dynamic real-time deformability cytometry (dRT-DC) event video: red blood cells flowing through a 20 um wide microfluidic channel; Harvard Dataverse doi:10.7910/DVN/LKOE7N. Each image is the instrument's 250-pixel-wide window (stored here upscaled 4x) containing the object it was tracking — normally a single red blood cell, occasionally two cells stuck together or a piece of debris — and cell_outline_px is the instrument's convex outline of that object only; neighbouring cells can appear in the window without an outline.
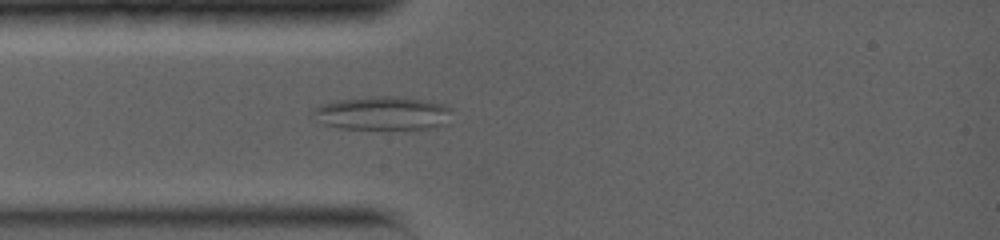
{"species": "common noctule bat (a hibernating species)", "species_latin": "Nyctalus noctula", "temperature_condition": "warm", "stored_images_in_passage": 37, "camera_frame_rate_fps": 5000, "um_per_image_px": 0.085, "animal": {"sex": "female", "body_mass_g": 19.0, "forearm_length_mm": 56.7}, "frame": {"image": 1, "passage_image": 7, "time_ms": 3.0, "image_size_px": [1000, 240], "cell_outline_px": [[452, 108], [444, 124], [428, 128], [336, 128], [324, 124], [316, 120], [308, 112], [312, 108], [320, 104], [336, 100], [372, 96], [396, 96], [420, 100], [440, 104]], "centroid_in_image_um": [32.37, 9.61], "position_along_channel_um": 52.6, "area_um2": 26.88}}
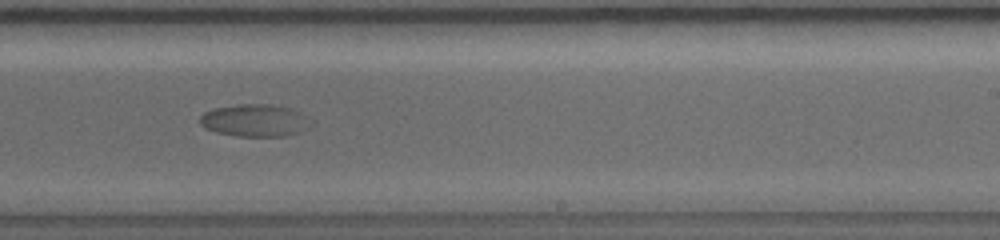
{"frame": {"image": 2, "passage_image": 19, "time_ms": 8.8, "image_size_px": [1000, 240], "cell_outline_px": [[312, 124], [308, 128], [300, 132], [284, 136], [236, 136], [216, 132], [204, 128], [200, 124], [200, 116], [204, 112], [216, 108], [236, 104], [272, 104], [292, 108], [300, 112], [312, 120]], "centroid_in_image_um": [21.69, 10.23], "position_along_channel_um": 267.3, "area_um2": 21.15}}
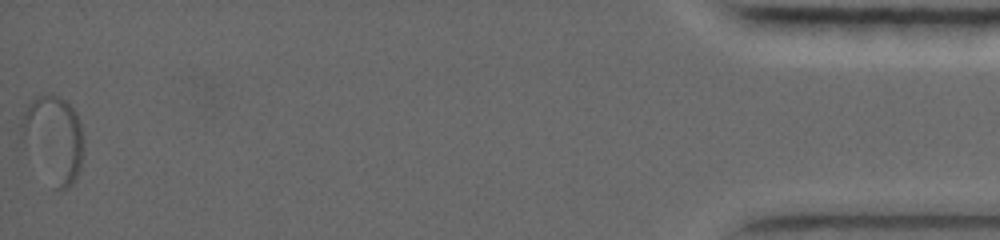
{"frame": {"image": 3, "passage_image": 37, "time_ms": 17.0, "image_size_px": [1000, 240], "cell_outline_px": [[84, 152], [80, 168], [72, 184], [68, 188], [52, 188], [24, 144], [20, 132], [20, 120], [28, 104], [36, 96], [52, 92], [64, 100], [76, 112], [80, 124], [84, 144]], "centroid_in_image_um": [4.55, 11.79], "position_along_channel_um": 430.7, "area_um2": 31.56}, "authors_computed_cell_mechanics": {"area_um2": 26.4724, "velocity_mm_per_s": 3.714, "shape_relaxation_time_tau1_ms": 9.1857, "shape_relaxation_time_tau2_ms": null, "deformation_change_tau1": 0.1531, "deformation_change_tau2": null}}